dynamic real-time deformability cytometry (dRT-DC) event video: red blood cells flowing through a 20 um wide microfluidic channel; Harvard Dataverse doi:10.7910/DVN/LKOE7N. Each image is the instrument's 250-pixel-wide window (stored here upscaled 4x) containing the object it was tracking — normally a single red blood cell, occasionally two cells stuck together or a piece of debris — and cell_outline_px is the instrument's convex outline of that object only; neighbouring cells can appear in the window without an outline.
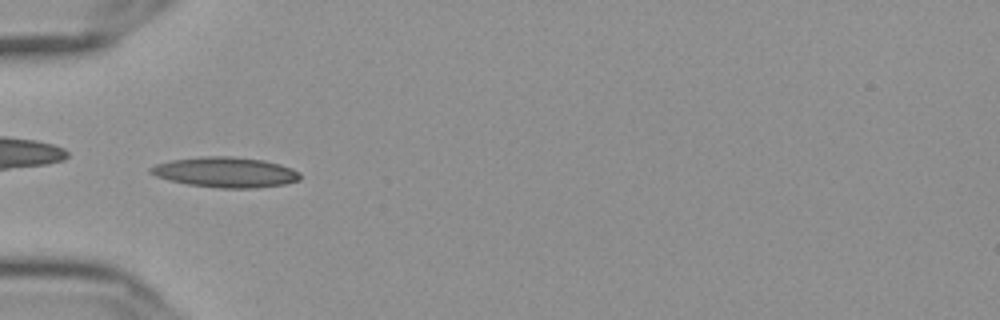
{"species": "Egyptian fruit bat (a non-hibernating species)", "species_latin": "Rousettus aegyptiacus", "temperature_condition": "cold", "stored_images_in_passage": 51, "camera_frame_rate_fps": 3000, "um_per_image_px": 0.085, "frame": {"image": 1, "passage_image": 13, "time_ms": 4.0, "image_size_px": [1000, 320], "cell_outline_px": [[300, 180], [284, 184], [252, 188], [220, 188], [188, 184], [156, 176], [148, 172], [148, 168], [156, 164], [172, 160], [208, 156], [232, 156], [264, 160], [280, 164], [292, 168], [300, 172]], "centroid_in_image_um": [19.19, 14.63], "position_along_channel_um": 65.8, "area_um2": 26.24}}
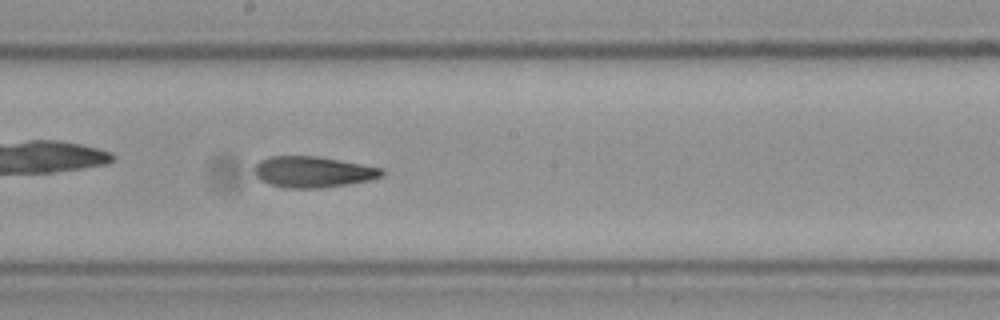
{"frame": {"image": 2, "passage_image": 26, "time_ms": 8.333, "image_size_px": [1000, 320], "cell_outline_px": [[384, 176], [372, 180], [324, 188], [284, 188], [260, 180], [256, 176], [252, 168], [260, 160], [272, 156], [320, 156], [384, 168]], "centroid_in_image_um": [26.63, 14.61], "position_along_channel_um": 221.6, "area_um2": 23.41}}
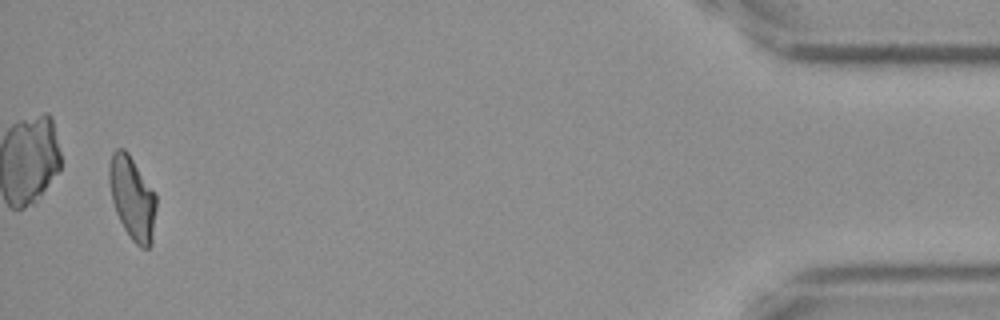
{"frame": {"image": 3, "passage_image": 49, "time_ms": 16.0, "image_size_px": [1000, 320], "cell_outline_px": [[156, 208], [152, 244], [148, 248], [140, 248], [132, 240], [124, 228], [116, 212], [112, 200], [108, 180], [108, 168], [112, 152], [116, 148], [124, 148], [128, 152], [156, 196]], "centroid_in_image_um": [11.23, 16.83], "position_along_channel_um": 424.0, "area_um2": 22.72}, "authors_computed_cell_mechanics": {"area_um2": 23.0622, "velocity_mm_per_s": 3.6304, "shape_relaxation_time_tau1_ms": null, "shape_relaxation_time_tau2_ms": 4.8724, "deformation_change_tau1": null, "deformation_change_tau2": 0.1247}}